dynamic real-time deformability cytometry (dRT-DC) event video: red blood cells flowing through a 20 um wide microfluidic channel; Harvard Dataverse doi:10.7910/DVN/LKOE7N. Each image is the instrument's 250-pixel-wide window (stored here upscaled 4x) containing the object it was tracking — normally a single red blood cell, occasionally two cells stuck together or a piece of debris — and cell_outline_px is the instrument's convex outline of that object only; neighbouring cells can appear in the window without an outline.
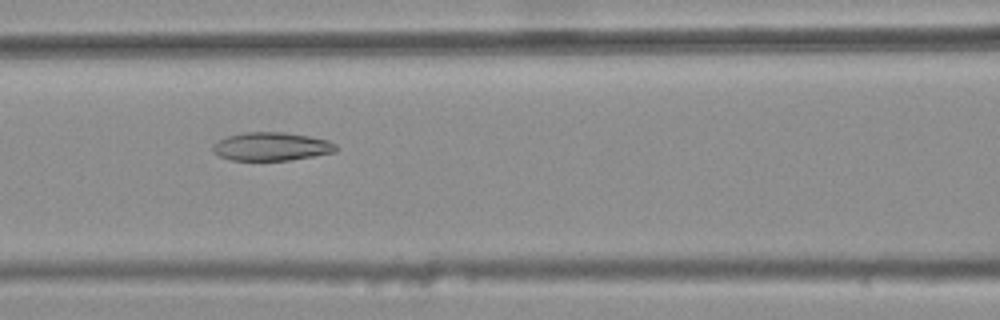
{"species": "common noctule bat (a hibernating species)", "species_latin": "Nyctalus noctula", "temperature_condition": "warm", "stored_images_in_passage": 48, "camera_frame_rate_fps": 3000, "um_per_image_px": 0.085, "animal": {"sex": "female", "body_mass_g": 25.1}, "frame": {"image": 1, "passage_image": 23, "time_ms": 7.333, "image_size_px": [1000, 320], "cell_outline_px": [[336, 152], [288, 160], [232, 160], [220, 156], [212, 152], [212, 144], [228, 136], [244, 132], [284, 132], [308, 136], [328, 140], [336, 144]], "centroid_in_image_um": [23.05, 12.45], "position_along_channel_um": 143.5, "area_um2": 20.23}}
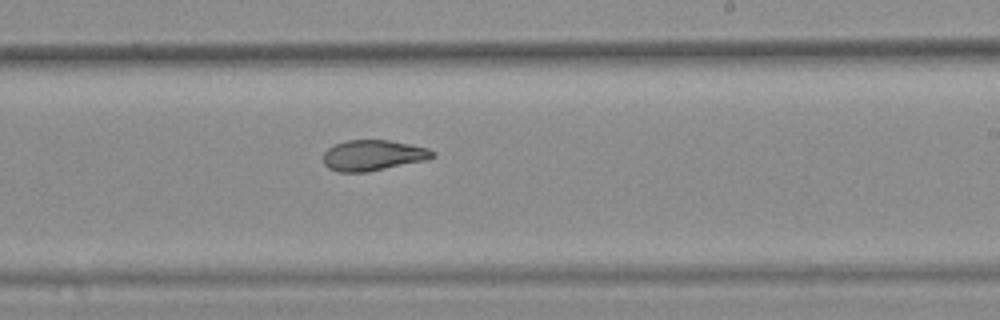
{"frame": {"image": 2, "passage_image": 32, "time_ms": 10.333, "image_size_px": [1000, 320], "cell_outline_px": [[436, 156], [428, 160], [368, 172], [340, 172], [328, 168], [324, 164], [324, 152], [328, 148], [336, 144], [348, 140], [388, 140], [428, 148], [436, 152]], "centroid_in_image_um": [31.74, 13.21], "position_along_channel_um": 257.3, "area_um2": 19.59}}
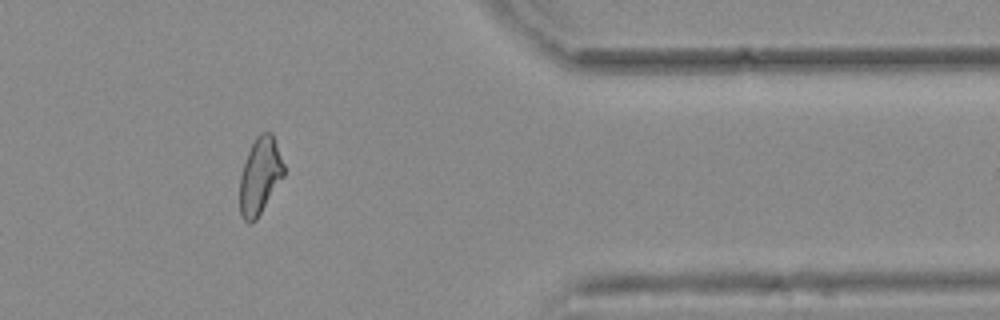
{"frame": {"image": 3, "passage_image": 44, "time_ms": 14.333, "image_size_px": [1000, 320], "cell_outline_px": [[284, 176], [256, 220], [248, 224], [240, 216], [240, 176], [248, 152], [256, 136], [260, 132], [272, 132], [284, 164]], "centroid_in_image_um": [22.1, 14.96], "position_along_channel_um": 389.3, "area_um2": 19.65}, "authors_computed_cell_mechanics": {"area_um2": 20.6057, "velocity_mm_per_s": 3.8077, "shape_relaxation_time_tau1_ms": null, "shape_relaxation_time_tau2_ms": 3.3656, "deformation_change_tau1": null, "deformation_change_tau2": 0.1016}}